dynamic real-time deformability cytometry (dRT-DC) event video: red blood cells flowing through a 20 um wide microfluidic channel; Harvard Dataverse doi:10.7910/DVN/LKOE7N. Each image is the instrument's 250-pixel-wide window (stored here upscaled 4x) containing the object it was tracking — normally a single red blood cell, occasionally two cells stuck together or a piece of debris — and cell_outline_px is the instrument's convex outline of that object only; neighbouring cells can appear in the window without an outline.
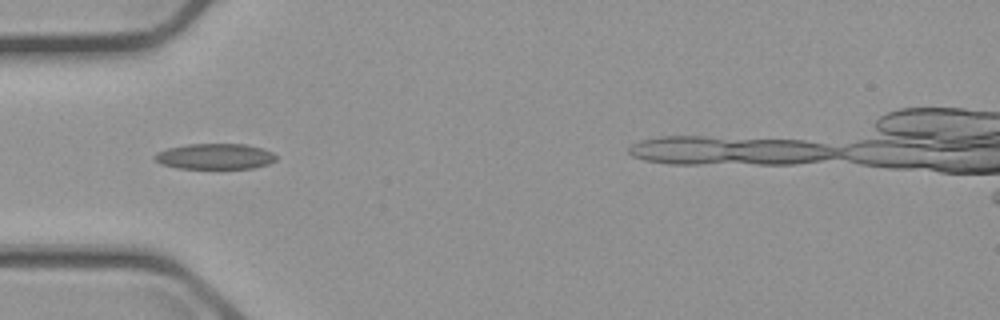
{"species": "common noctule bat (a hibernating species)", "species_latin": "Nyctalus noctula", "temperature_condition": "cold", "stored_images_in_passage": 4, "camera_frame_rate_fps": 3000, "um_per_image_px": 0.085, "animal": {"sex": "male", "body_mass_g": 23.1, "forearm_length_mm": 52.7}, "frame": {"image": 1, "passage_image": 4, "time_ms": 3.667, "image_size_px": [1000, 320], "cell_outline_px": [[276, 160], [268, 164], [252, 168], [176, 168], [160, 164], [152, 156], [156, 152], [168, 148], [188, 144], [244, 144], [264, 148], [272, 152], [276, 156]], "centroid_in_image_um": [18.26, 13.29], "position_along_channel_um": 66.7, "area_um2": 18.21}}